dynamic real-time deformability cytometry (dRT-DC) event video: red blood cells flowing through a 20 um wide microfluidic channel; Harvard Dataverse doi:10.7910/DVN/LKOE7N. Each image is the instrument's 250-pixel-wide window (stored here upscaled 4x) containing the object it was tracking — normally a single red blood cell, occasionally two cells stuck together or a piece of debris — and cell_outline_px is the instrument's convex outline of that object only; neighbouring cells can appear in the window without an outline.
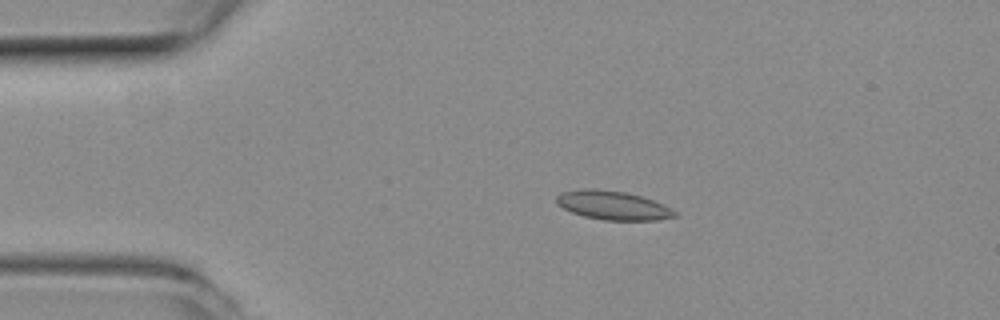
{"species": "common noctule bat (a hibernating species)", "species_latin": "Nyctalus noctula", "temperature_condition": "room temperature", "stored_images_in_passage": 52, "camera_frame_rate_fps": 3000, "um_per_image_px": 0.085, "animal": {"sex": "female", "body_mass_g": 19.3, "forearm_length_mm": 54.1}, "frame": {"image": 1, "passage_image": 11, "time_ms": 3.333, "image_size_px": [1000, 320], "cell_outline_px": [[676, 216], [656, 220], [604, 220], [584, 216], [572, 212], [556, 204], [556, 196], [560, 192], [580, 188], [596, 188], [628, 192], [664, 204], [676, 212]], "centroid_in_image_um": [52.05, 17.43], "position_along_channel_um": 32.9, "area_um2": 20.0}}
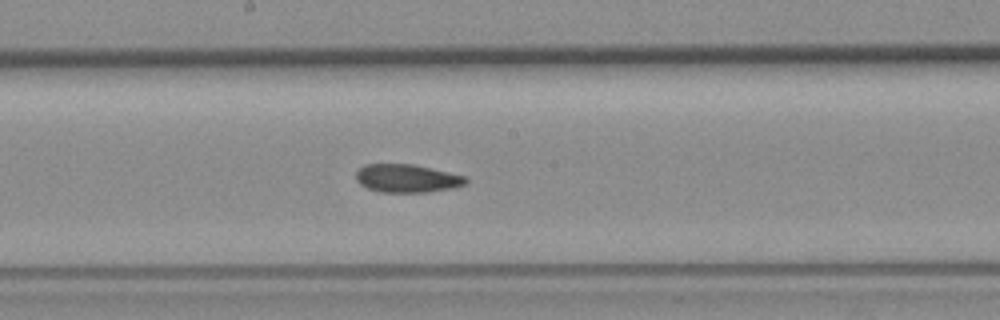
{"frame": {"image": 2, "passage_image": 28, "time_ms": 9.0, "image_size_px": [1000, 320], "cell_outline_px": [[468, 184], [452, 188], [428, 192], [380, 192], [368, 188], [360, 184], [356, 180], [356, 172], [364, 164], [412, 164], [468, 176]], "centroid_in_image_um": [34.63, 15.16], "position_along_channel_um": 213.6, "area_um2": 18.15}}
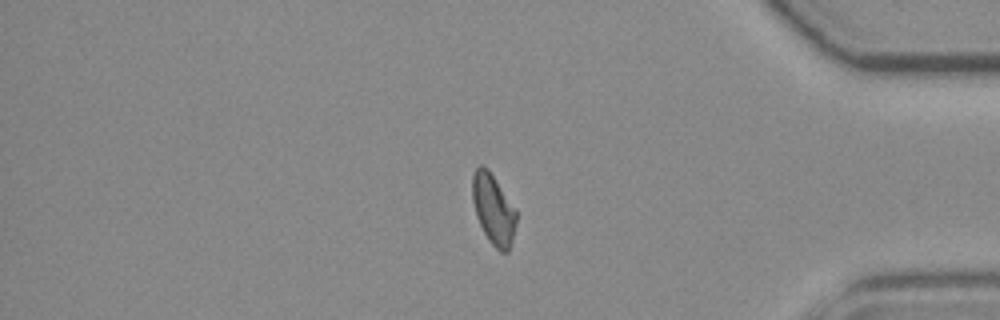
{"frame": {"image": 3, "passage_image": 44, "time_ms": 14.333, "image_size_px": [1000, 320], "cell_outline_px": [[516, 224], [512, 240], [508, 252], [500, 252], [488, 240], [476, 216], [472, 200], [472, 172], [480, 164], [488, 168], [516, 208]], "centroid_in_image_um": [41.93, 17.76], "position_along_channel_um": 393.3, "area_um2": 18.15}, "authors_computed_cell_mechanics": {"area_um2": 18.5538, "velocity_mm_per_s": 3.9369, "shape_relaxation_time_tau1_ms": 11.2331, "shape_relaxation_time_tau2_ms": 3.0467, "deformation_change_tau1": 0.2063, "deformation_change_tau2": 0.0859}}